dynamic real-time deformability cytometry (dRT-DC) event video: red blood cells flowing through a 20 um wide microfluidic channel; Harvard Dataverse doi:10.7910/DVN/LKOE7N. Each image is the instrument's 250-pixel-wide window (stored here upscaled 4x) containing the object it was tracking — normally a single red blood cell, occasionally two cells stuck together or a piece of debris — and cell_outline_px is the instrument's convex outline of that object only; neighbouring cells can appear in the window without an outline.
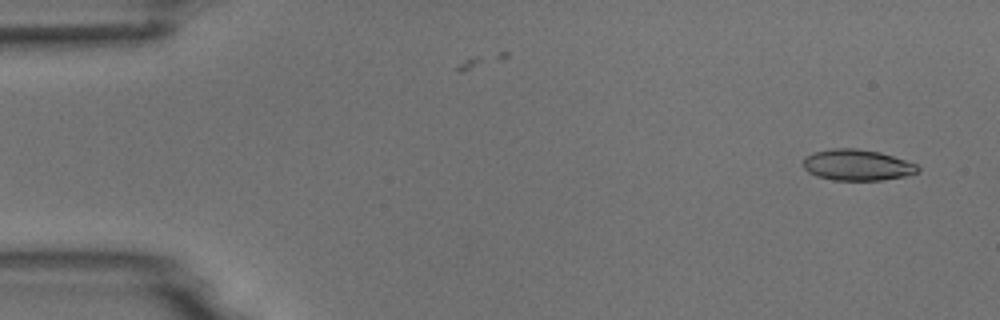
{"species": "common noctule bat (a hibernating species)", "species_latin": "Nyctalus noctula", "temperature_condition": "room temperature", "stored_images_in_passage": 4, "camera_frame_rate_fps": 3000, "um_per_image_px": 0.085, "animal": {"sex": "male", "body_mass_g": 18.8}, "frame": {"image": 1, "passage_image": 1, "time_ms": 0.0, "image_size_px": [1000, 320], "cell_outline_px": [[920, 168], [916, 172], [904, 176], [884, 180], [832, 180], [816, 176], [808, 172], [804, 168], [804, 156], [812, 152], [832, 148], [856, 148], [880, 152], [916, 164]], "centroid_in_image_um": [72.81, 14.02], "position_along_channel_um": 12.2, "area_um2": 20.75}}
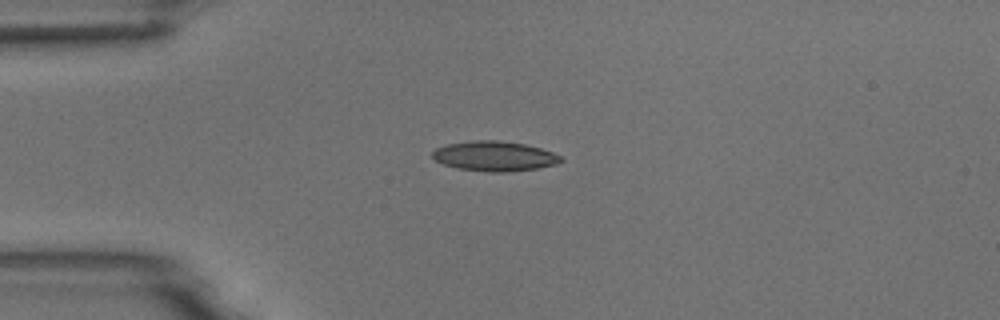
{"frame": {"image": 2, "passage_image": 4, "time_ms": 3.333, "image_size_px": [1000, 320], "cell_outline_px": [[564, 160], [556, 164], [536, 168], [508, 172], [488, 172], [456, 168], [444, 164], [436, 160], [432, 156], [432, 152], [436, 148], [448, 144], [472, 140], [496, 140], [524, 144], [540, 148], [552, 152], [560, 156]], "centroid_in_image_um": [42.02, 13.27], "position_along_channel_um": 43.0, "area_um2": 22.25}}